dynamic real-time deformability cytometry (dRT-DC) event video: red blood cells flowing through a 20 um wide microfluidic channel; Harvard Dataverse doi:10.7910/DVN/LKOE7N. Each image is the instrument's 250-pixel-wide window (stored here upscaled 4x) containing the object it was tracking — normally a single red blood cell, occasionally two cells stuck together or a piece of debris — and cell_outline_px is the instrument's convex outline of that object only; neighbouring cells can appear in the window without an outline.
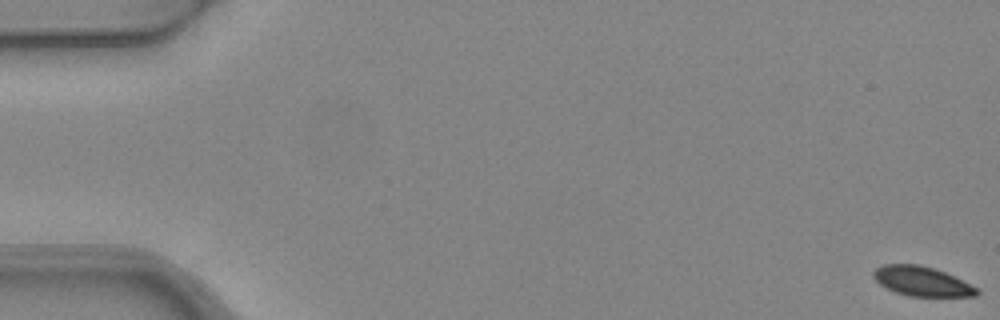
{"species": "common noctule bat (a hibernating species)", "species_latin": "Nyctalus noctula", "temperature_condition": "warm", "stored_images_in_passage": 6, "camera_frame_rate_fps": 3000, "um_per_image_px": 0.085, "animal": {"sex": "female", "body_mass_g": 24.6, "forearm_length_mm": 56.2}, "frame": {"image": 1, "passage_image": 1, "time_ms": 0.0, "image_size_px": [1000, 320], "cell_outline_px": [[980, 292], [976, 296], [908, 296], [896, 292], [880, 284], [872, 276], [872, 272], [876, 268], [884, 264], [920, 264], [936, 268], [980, 288]], "centroid_in_image_um": [78.39, 23.9], "position_along_channel_um": 6.6, "area_um2": 17.92}}
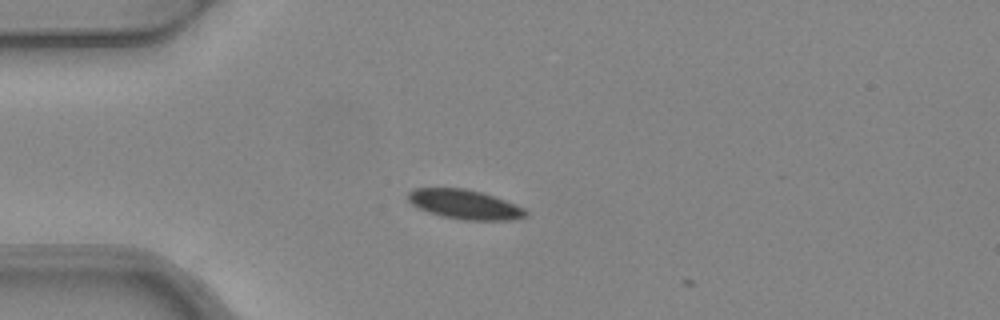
{"frame": {"image": 2, "passage_image": 5, "time_ms": 1.333, "image_size_px": [1000, 320], "cell_outline_px": [[528, 216], [512, 220], [464, 220], [440, 216], [428, 212], [412, 204], [408, 200], [408, 192], [412, 188], [464, 188], [496, 196], [516, 204], [524, 208], [528, 212]], "centroid_in_image_um": [39.52, 17.37], "position_along_channel_um": 45.5, "area_um2": 20.35}}